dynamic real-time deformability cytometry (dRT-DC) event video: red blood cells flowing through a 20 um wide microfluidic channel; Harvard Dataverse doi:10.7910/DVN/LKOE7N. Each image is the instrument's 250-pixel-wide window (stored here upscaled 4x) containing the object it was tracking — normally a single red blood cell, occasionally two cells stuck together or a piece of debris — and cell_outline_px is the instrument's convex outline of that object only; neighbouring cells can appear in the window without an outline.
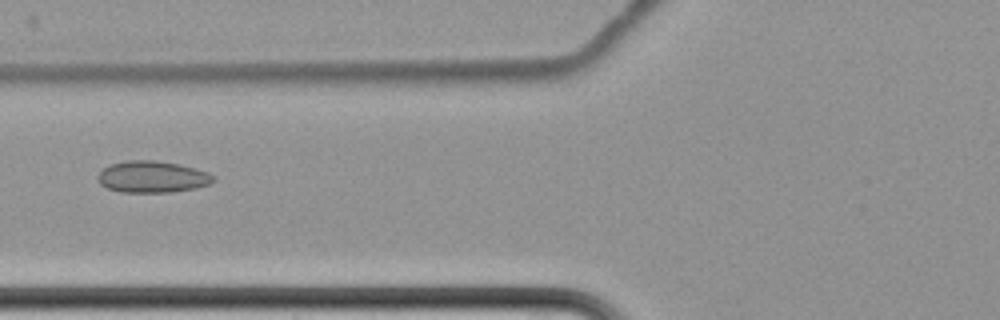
{"species": "common noctule bat (a hibernating species)", "species_latin": "Nyctalus noctula", "temperature_condition": "cold", "stored_images_in_passage": 8, "camera_frame_rate_fps": 3000, "um_per_image_px": 0.085, "animal": {"sex": "female", "body_mass_g": 22.7, "forearm_length_mm": 54.2}, "frame": {"image": 1, "passage_image": 7, "time_ms": 8.0, "image_size_px": [1000, 320], "cell_outline_px": [[216, 180], [208, 184], [196, 188], [172, 192], [120, 192], [108, 188], [100, 184], [96, 180], [96, 176], [108, 164], [128, 160], [152, 160], [180, 164], [196, 168], [208, 172]], "centroid_in_image_um": [12.92, 15.03], "position_along_channel_um": 112.9, "area_um2": 21.44}}
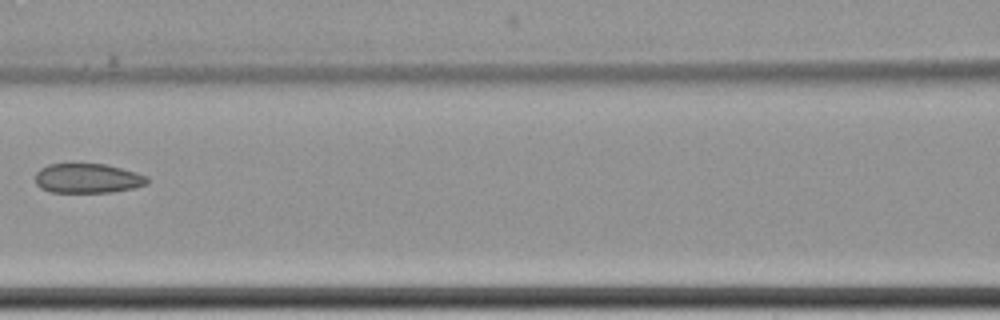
{"frame": {"image": 2, "passage_image": 8, "time_ms": 9.333, "image_size_px": [1000, 320], "cell_outline_px": [[148, 184], [136, 188], [112, 192], [52, 192], [40, 188], [36, 184], [36, 172], [40, 168], [48, 164], [104, 164], [136, 172], [148, 176]], "centroid_in_image_um": [7.47, 15.16], "position_along_channel_um": 159.1, "area_um2": 19.36}}